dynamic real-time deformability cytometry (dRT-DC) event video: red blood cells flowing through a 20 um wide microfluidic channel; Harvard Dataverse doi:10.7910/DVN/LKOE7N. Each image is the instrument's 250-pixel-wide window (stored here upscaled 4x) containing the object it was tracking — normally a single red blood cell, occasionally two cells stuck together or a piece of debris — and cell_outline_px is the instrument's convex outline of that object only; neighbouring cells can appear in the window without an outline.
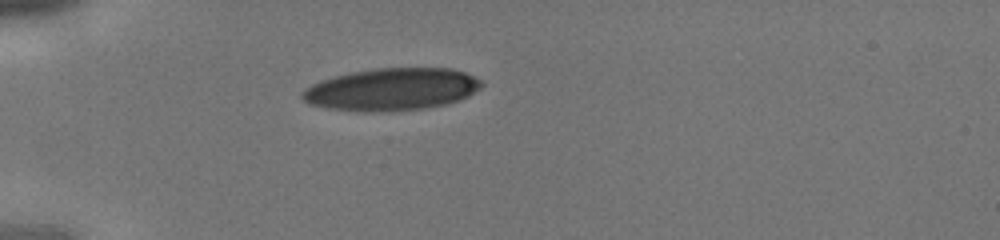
{"species": "human", "species_latin": "Homo sapiens", "temperature_condition": "cold", "stored_images_in_passage": 3, "camera_frame_rate_fps": 3000, "um_per_image_px": 0.085, "donor": {"sex": "male"}, "frame": {"image": 1, "passage_image": 1, "time_ms": 0.0, "image_size_px": [1000, 240], "cell_outline_px": [[484, 84], [480, 88], [468, 96], [460, 100], [444, 104], [420, 108], [372, 112], [364, 112], [328, 108], [308, 104], [300, 96], [300, 92], [304, 88], [320, 80], [332, 76], [352, 72], [376, 68], [452, 68], [464, 72], [480, 80]], "centroid_in_image_um": [33.24, 7.58], "position_along_channel_um": 51.8, "area_um2": 44.16}}
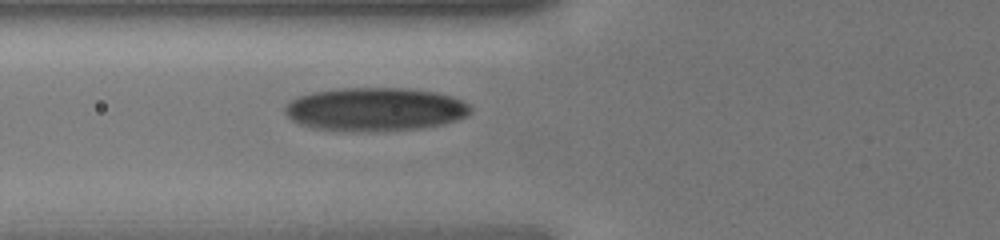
{"frame": {"image": 2, "passage_image": 3, "time_ms": 0.667, "image_size_px": [1000, 240], "cell_outline_px": [[472, 112], [468, 116], [444, 124], [420, 128], [364, 132], [312, 128], [300, 124], [292, 120], [284, 112], [284, 104], [300, 96], [312, 92], [340, 88], [404, 88], [432, 92], [452, 96], [472, 104]], "centroid_in_image_um": [31.91, 9.29], "position_along_channel_um": 93.9, "area_um2": 47.22}}